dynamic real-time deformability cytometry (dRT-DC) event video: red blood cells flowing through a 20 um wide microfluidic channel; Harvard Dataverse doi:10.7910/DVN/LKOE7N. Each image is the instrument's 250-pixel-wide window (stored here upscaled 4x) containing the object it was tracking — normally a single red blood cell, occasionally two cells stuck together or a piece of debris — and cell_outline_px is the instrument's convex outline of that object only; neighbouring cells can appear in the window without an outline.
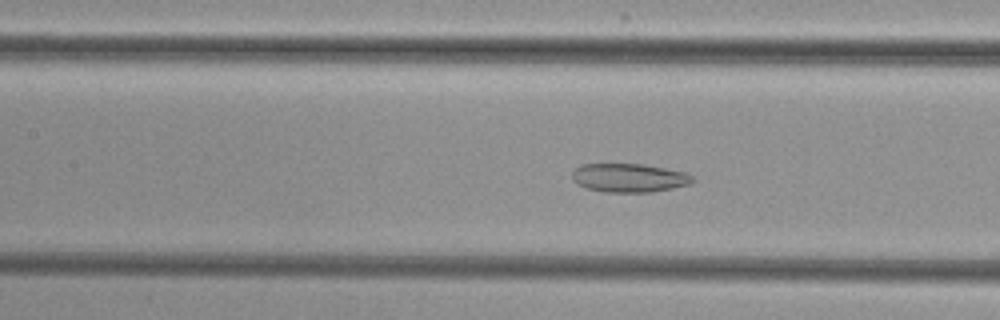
{"species": "common noctule bat (a hibernating species)", "species_latin": "Nyctalus noctula", "temperature_condition": "cold", "stored_images_in_passage": 50, "camera_frame_rate_fps": 3000, "um_per_image_px": 0.085, "animal": {"sex": "female", "body_mass_g": 29.2, "forearm_length_mm": 56.3}, "frame": {"image": 1, "passage_image": 21, "time_ms": 6.667, "image_size_px": [1000, 320], "cell_outline_px": [[696, 180], [692, 184], [652, 192], [604, 192], [584, 188], [576, 184], [572, 180], [572, 172], [580, 164], [644, 164], [684, 172], [692, 176]], "centroid_in_image_um": [53.45, 15.12], "position_along_channel_um": 153.9, "area_um2": 20.35}}
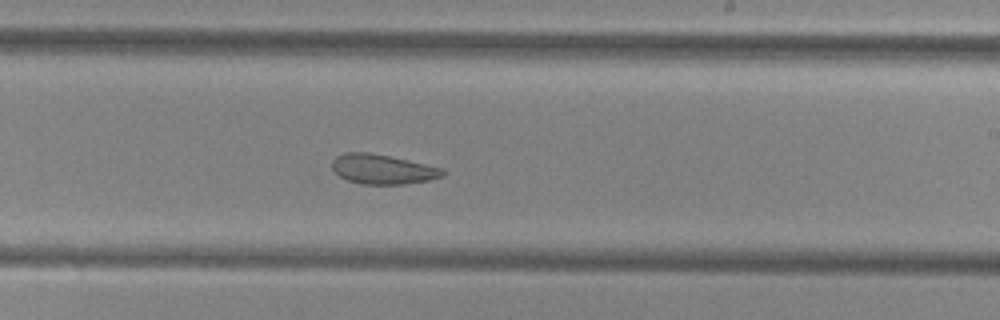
{"frame": {"image": 2, "passage_image": 29, "time_ms": 9.333, "image_size_px": [1000, 320], "cell_outline_px": [[444, 176], [428, 180], [404, 184], [360, 184], [348, 180], [340, 176], [332, 168], [332, 160], [336, 156], [344, 152], [368, 152], [388, 156], [444, 168]], "centroid_in_image_um": [32.51, 14.38], "position_along_channel_um": 256.5, "area_um2": 19.02}}
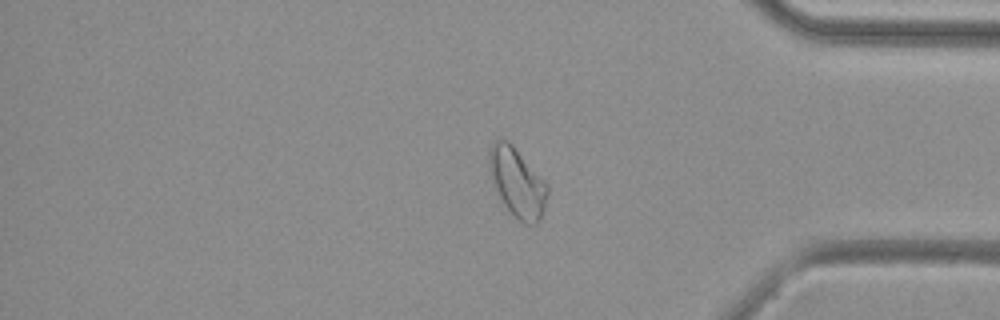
{"frame": {"image": 3, "passage_image": 41, "time_ms": 13.333, "image_size_px": [1000, 320], "cell_outline_px": [[548, 192], [544, 208], [540, 220], [536, 224], [524, 224], [504, 204], [488, 172], [488, 148], [492, 140], [508, 140], [512, 144], [548, 184]], "centroid_in_image_um": [43.95, 15.46], "position_along_channel_um": 391.3, "area_um2": 23.35}}